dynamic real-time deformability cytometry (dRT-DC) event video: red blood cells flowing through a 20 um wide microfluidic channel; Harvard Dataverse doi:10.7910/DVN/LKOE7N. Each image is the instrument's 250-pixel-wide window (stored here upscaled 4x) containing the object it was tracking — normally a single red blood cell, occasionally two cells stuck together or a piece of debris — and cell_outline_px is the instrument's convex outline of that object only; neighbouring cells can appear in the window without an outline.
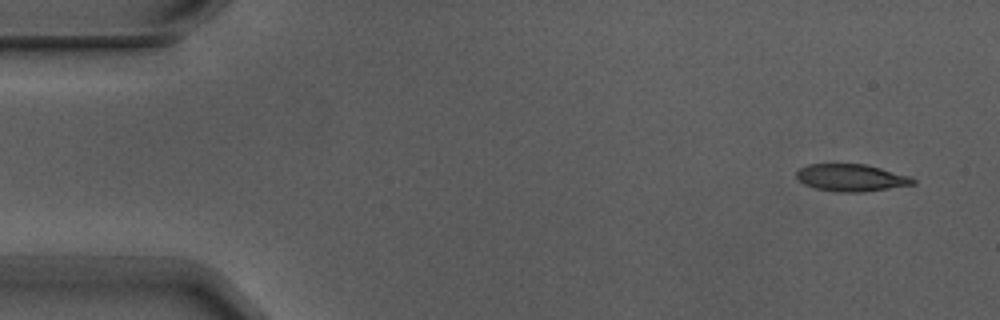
{"species": "Egyptian fruit bat (a non-hibernating species)", "species_latin": "Rousettus aegyptiacus", "temperature_condition": "warm", "stored_images_in_passage": 3, "camera_frame_rate_fps": 3000, "um_per_image_px": 0.085, "animal": {"sex": "male"}, "frame": {"image": 1, "passage_image": 1, "time_ms": 0.0, "image_size_px": [1000, 320], "cell_outline_px": [[916, 184], [864, 192], [840, 192], [816, 188], [804, 184], [796, 176], [796, 172], [800, 168], [808, 164], [864, 164], [880, 168], [908, 176], [916, 180]], "centroid_in_image_um": [72.35, 15.11], "position_along_channel_um": 12.7, "area_um2": 18.26}}